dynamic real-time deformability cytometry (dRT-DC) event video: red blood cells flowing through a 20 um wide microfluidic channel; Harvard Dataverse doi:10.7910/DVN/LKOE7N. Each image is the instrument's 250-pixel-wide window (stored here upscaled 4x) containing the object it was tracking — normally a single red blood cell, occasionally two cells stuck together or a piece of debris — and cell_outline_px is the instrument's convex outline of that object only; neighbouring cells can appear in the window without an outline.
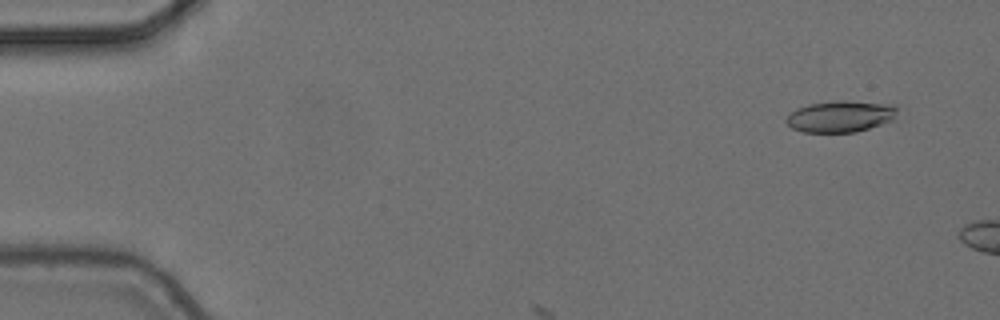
{"species": "common noctule bat (a hibernating species)", "species_latin": "Nyctalus noctula", "temperature_condition": "cold", "stored_images_in_passage": 3, "camera_frame_rate_fps": 3000, "um_per_image_px": 0.085, "animal": {"sex": "female", "body_mass_g": 24.6, "forearm_length_mm": 56.2}, "frame": {"image": 1, "passage_image": 1, "time_ms": 0.0, "image_size_px": [1000, 320], "cell_outline_px": [[896, 112], [892, 120], [856, 132], [804, 132], [792, 128], [784, 120], [796, 108], [808, 104], [840, 100], [844, 100], [892, 104], [896, 108]], "centroid_in_image_um": [71.41, 9.89], "position_along_channel_um": 13.6, "area_um2": 20.17}}